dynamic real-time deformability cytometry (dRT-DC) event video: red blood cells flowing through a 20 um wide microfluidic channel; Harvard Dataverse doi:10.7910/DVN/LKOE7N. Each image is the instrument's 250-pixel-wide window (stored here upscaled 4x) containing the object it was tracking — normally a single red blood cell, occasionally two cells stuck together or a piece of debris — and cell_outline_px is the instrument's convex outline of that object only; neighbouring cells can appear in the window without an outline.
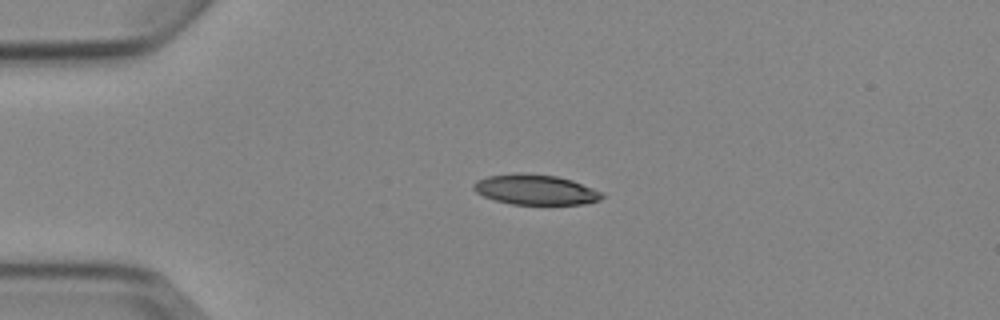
{"species": "Egyptian fruit bat (a non-hibernating species)", "species_latin": "Rousettus aegyptiacus", "temperature_condition": "cold", "stored_images_in_passage": 3, "camera_frame_rate_fps": 3000, "um_per_image_px": 0.085, "animal": {"sex": "female"}, "frame": {"image": 1, "passage_image": 2, "time_ms": 1.333, "image_size_px": [1000, 320], "cell_outline_px": [[604, 196], [600, 200], [584, 204], [512, 204], [496, 200], [484, 196], [476, 192], [472, 188], [472, 184], [476, 180], [488, 176], [516, 172], [524, 172], [556, 176], [572, 180], [604, 192]], "centroid_in_image_um": [45.51, 16.11], "position_along_channel_um": 39.5, "area_um2": 22.77}}